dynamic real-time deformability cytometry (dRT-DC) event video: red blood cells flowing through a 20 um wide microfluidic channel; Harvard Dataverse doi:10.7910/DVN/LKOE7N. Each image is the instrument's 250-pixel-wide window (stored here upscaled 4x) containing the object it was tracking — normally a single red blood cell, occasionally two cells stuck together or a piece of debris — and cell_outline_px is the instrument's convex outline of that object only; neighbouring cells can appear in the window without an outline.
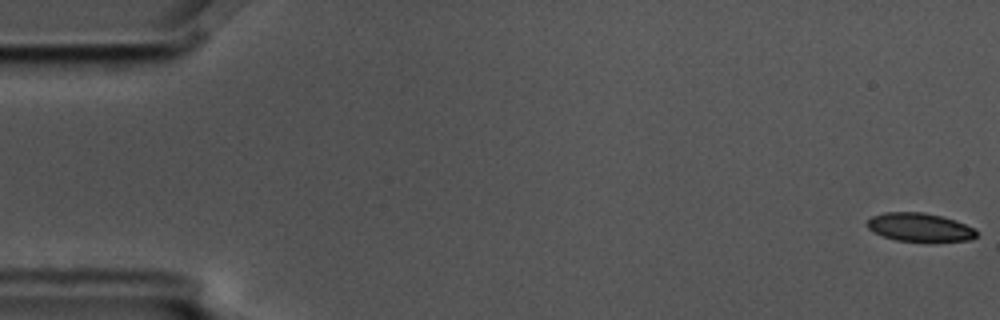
{"species": "common noctule bat (a hibernating species)", "species_latin": "Nyctalus noctula", "temperature_condition": "cold", "stored_images_in_passage": 6, "camera_frame_rate_fps": 3000, "um_per_image_px": 0.085, "animal": {"sex": "male", "body_mass_g": 17.5, "forearm_length_mm": 52.3}, "frame": {"image": 1, "passage_image": 1, "time_ms": 0.0, "image_size_px": [1000, 320], "cell_outline_px": [[976, 236], [968, 240], [896, 240], [872, 232], [868, 228], [868, 220], [872, 216], [884, 212], [924, 212], [956, 220], [976, 228]], "centroid_in_image_um": [78.16, 19.29], "position_along_channel_um": 6.8, "area_um2": 17.74}}
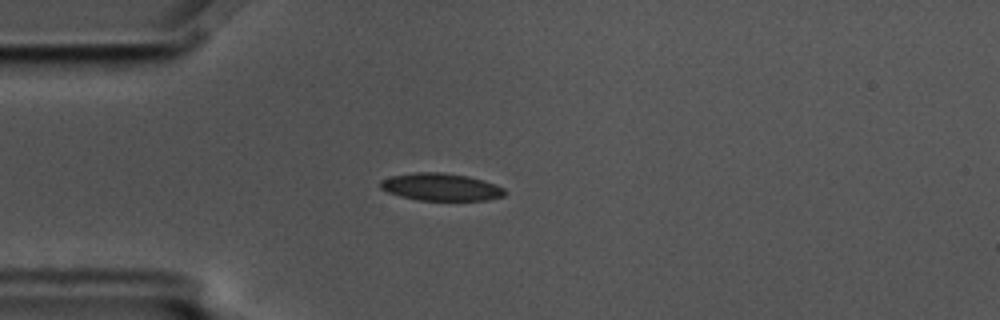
{"frame": {"image": 2, "passage_image": 5, "time_ms": 1.333, "image_size_px": [1000, 320], "cell_outline_px": [[504, 196], [488, 200], [420, 200], [400, 196], [388, 192], [380, 188], [380, 180], [392, 176], [412, 172], [444, 172], [468, 176], [504, 188]], "centroid_in_image_um": [37.43, 15.89], "position_along_channel_um": 47.6, "area_um2": 19.71}}